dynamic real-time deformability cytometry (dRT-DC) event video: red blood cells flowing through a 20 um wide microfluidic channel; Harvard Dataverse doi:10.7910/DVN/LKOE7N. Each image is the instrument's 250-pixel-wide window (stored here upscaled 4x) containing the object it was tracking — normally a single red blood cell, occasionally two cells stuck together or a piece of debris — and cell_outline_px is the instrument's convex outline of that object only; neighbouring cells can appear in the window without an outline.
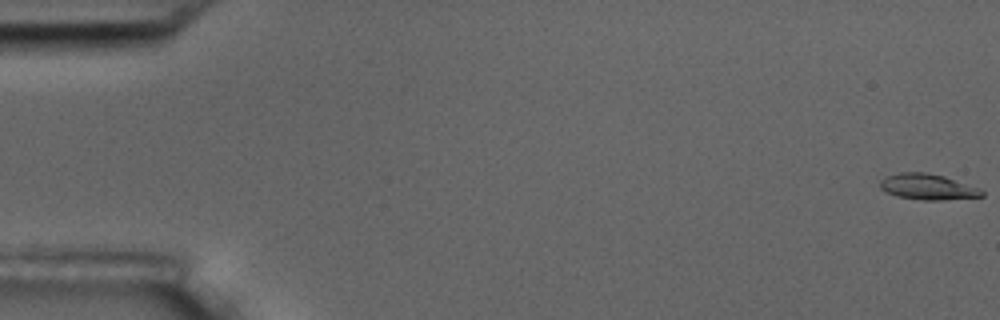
{"species": "common noctule bat (a hibernating species)", "species_latin": "Nyctalus noctula", "temperature_condition": "room temperature", "stored_images_in_passage": 57, "camera_frame_rate_fps": 3000, "um_per_image_px": 0.085, "animal": {"sex": "male", "body_mass_g": 17.5, "forearm_length_mm": 52.3}, "frame": {"image": 1, "passage_image": 1, "time_ms": 0.0, "image_size_px": [1000, 320], "cell_outline_px": [[984, 196], [944, 200], [920, 200], [896, 196], [880, 188], [880, 180], [888, 176], [900, 172], [924, 172], [944, 176], [980, 188], [984, 192]], "centroid_in_image_um": [78.87, 15.88], "position_along_channel_um": 6.1, "area_um2": 15.26}}
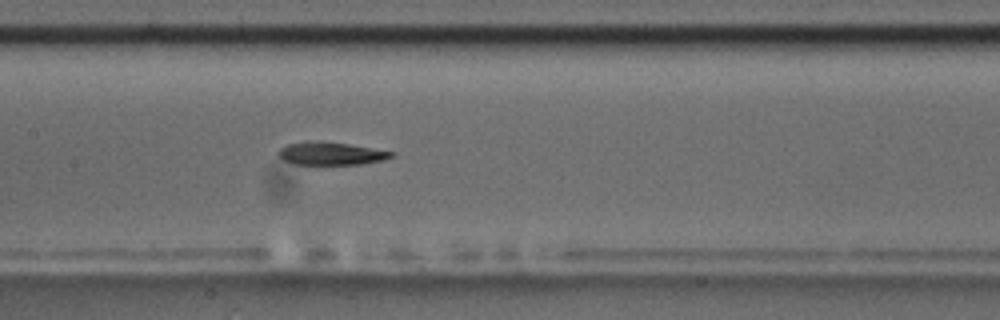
{"frame": {"image": 2, "passage_image": 28, "time_ms": 9.0, "image_size_px": [1000, 320], "cell_outline_px": [[396, 152], [392, 156], [384, 160], [360, 164], [296, 164], [284, 160], [276, 152], [280, 148], [288, 144], [316, 140], [320, 140], [348, 144]], "centroid_in_image_um": [28.13, 13.04], "position_along_channel_um": 179.3, "area_um2": 14.97}}
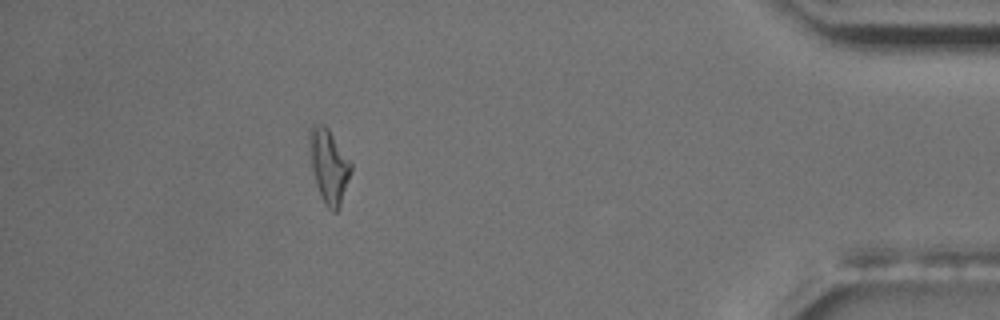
{"frame": {"image": 3, "passage_image": 51, "time_ms": 16.667, "image_size_px": [1000, 320], "cell_outline_px": [[352, 168], [340, 208], [336, 212], [332, 212], [324, 204], [316, 184], [312, 168], [308, 140], [308, 128], [312, 124], [324, 124], [328, 128], [352, 164]], "centroid_in_image_um": [27.94, 14.1], "position_along_channel_um": 407.3, "area_um2": 17.92}, "authors_computed_cell_mechanics": {"area_um2": 15.7216, "velocity_mm_per_s": 3.6267, "shape_relaxation_time_tau1_ms": 7.0221, "shape_relaxation_time_tau2_ms": 6.2493, "deformation_change_tau1": 0.2189, "deformation_change_tau2": 0.1964}}